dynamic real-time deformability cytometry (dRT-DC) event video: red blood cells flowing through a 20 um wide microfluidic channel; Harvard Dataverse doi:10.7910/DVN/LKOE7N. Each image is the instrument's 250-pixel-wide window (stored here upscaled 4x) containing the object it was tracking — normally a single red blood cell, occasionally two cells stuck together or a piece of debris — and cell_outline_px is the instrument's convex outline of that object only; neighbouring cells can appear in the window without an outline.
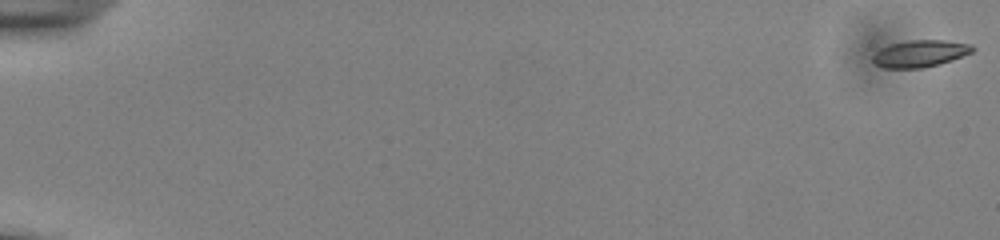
{"species": "common noctule bat (a hibernating species)", "species_latin": "Nyctalus noctula", "temperature_condition": "cold", "stored_images_in_passage": 56, "camera_frame_rate_fps": 3000, "um_per_image_px": 0.085, "animal": {"sex": "male", "body_mass_g": 13.0, "forearm_length_mm": 53.1}, "frame": {"image": 1, "passage_image": 1, "time_ms": 0.0, "image_size_px": [1000, 240], "cell_outline_px": [[976, 48], [972, 52], [952, 60], [940, 64], [924, 68], [884, 68], [876, 64], [872, 60], [872, 56], [880, 48], [892, 44], [908, 40], [944, 40], [972, 44]], "centroid_in_image_um": [78.22, 4.55], "position_along_channel_um": 6.8, "area_um2": 15.72}}
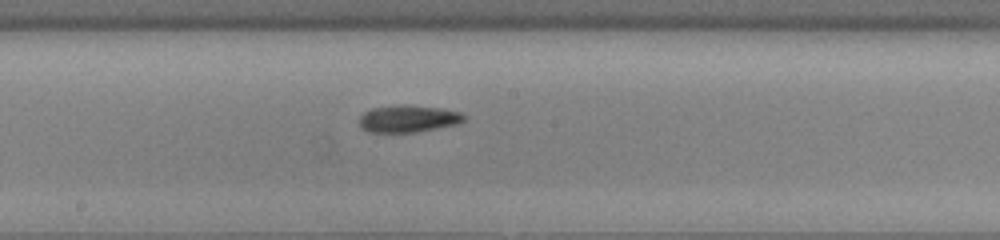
{"frame": {"image": 2, "passage_image": 32, "time_ms": 10.333, "image_size_px": [1000, 240], "cell_outline_px": [[468, 116], [460, 124], [416, 132], [368, 132], [360, 128], [360, 116], [364, 112], [372, 108], [400, 104], [404, 104], [444, 108], [460, 112]], "centroid_in_image_um": [34.74, 10.08], "position_along_channel_um": 213.5, "area_um2": 16.88}}
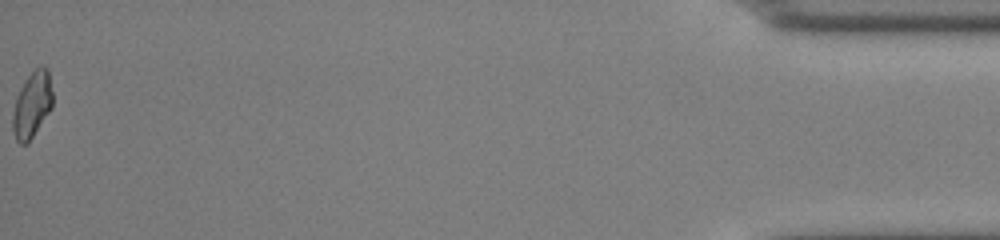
{"frame": {"image": 3, "passage_image": 56, "time_ms": 18.333, "image_size_px": [1000, 240], "cell_outline_px": [[52, 108], [28, 144], [20, 144], [16, 140], [12, 132], [12, 116], [16, 96], [20, 88], [28, 76], [40, 64], [48, 68], [52, 92]], "centroid_in_image_um": [2.72, 8.92], "position_along_channel_um": 432.5, "area_um2": 15.55}}